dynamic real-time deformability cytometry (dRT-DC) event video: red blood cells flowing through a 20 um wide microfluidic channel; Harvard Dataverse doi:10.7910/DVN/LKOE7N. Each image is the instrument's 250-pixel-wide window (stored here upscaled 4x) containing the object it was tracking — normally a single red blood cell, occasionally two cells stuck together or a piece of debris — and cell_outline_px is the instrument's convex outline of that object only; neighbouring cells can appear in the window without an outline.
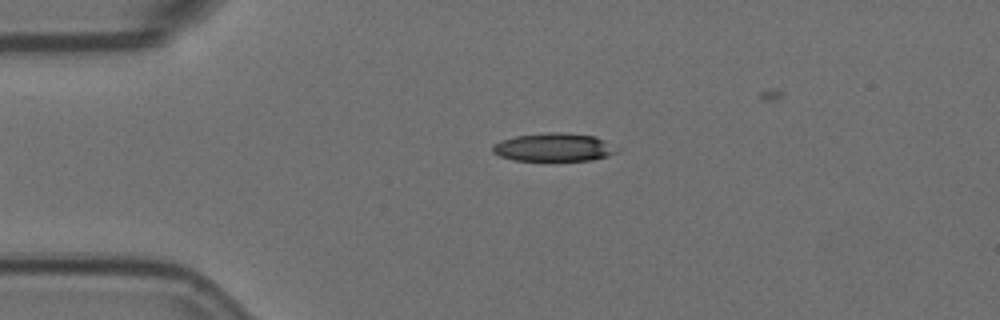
{"species": "Egyptian fruit bat (a non-hibernating species)", "species_latin": "Rousettus aegyptiacus", "temperature_condition": "room temperature", "stored_images_in_passage": 7, "camera_frame_rate_fps": 3000, "um_per_image_px": 0.085, "animal": {"sex": "female"}, "frame": {"image": 1, "passage_image": 1, "time_ms": 0.0, "image_size_px": [1000, 320], "cell_outline_px": [[624, 148], [620, 152], [608, 156], [592, 160], [516, 160], [500, 156], [492, 152], [492, 144], [500, 140], [516, 136], [548, 132], [568, 132], [596, 136]], "centroid_in_image_um": [47.18, 12.5], "position_along_channel_um": 37.8, "area_um2": 20.92}}